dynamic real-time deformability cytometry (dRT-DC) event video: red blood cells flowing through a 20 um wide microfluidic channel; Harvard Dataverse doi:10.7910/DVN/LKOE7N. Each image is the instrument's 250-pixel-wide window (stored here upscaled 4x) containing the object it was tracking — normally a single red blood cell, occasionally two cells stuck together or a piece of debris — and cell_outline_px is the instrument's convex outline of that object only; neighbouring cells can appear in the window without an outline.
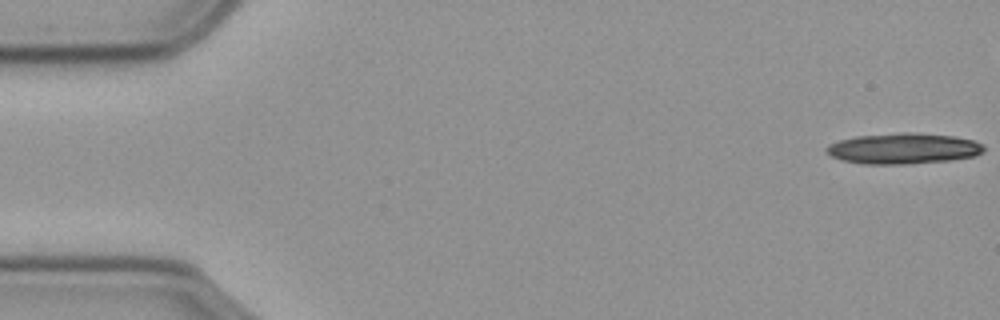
{"species": "common noctule bat (a hibernating species)", "species_latin": "Nyctalus noctula", "temperature_condition": "cold", "stored_images_in_passage": 19, "camera_frame_rate_fps": 3000, "um_per_image_px": 0.085, "animal": {"sex": "male", "body_mass_g": 23.1, "forearm_length_mm": 52.7}, "frame": {"image": 1, "passage_image": 1, "time_ms": 0.0, "image_size_px": [1000, 320], "cell_outline_px": [[984, 152], [976, 156], [948, 160], [912, 164], [864, 164], [840, 160], [832, 156], [824, 148], [828, 144], [840, 140], [856, 136], [900, 132], [908, 132], [956, 136], [972, 140], [984, 144]], "centroid_in_image_um": [76.79, 12.62], "position_along_channel_um": 8.2, "area_um2": 28.44}}